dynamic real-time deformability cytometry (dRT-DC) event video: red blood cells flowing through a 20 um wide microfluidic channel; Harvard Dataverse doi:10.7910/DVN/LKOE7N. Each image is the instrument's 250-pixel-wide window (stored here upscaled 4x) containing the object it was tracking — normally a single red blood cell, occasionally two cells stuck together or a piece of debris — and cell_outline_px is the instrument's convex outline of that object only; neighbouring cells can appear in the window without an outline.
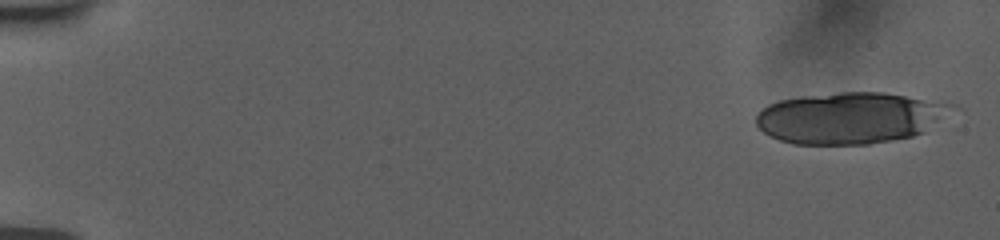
{"species": "human", "species_latin": "Homo sapiens", "temperature_condition": "room temperature", "stored_images_in_passage": 24, "camera_frame_rate_fps": 3000, "um_per_image_px": 0.085, "donor": {"sex": "female"}, "frame": {"image": 1, "passage_image": 1, "time_ms": 0.0, "image_size_px": [1000, 240], "cell_outline_px": [[964, 112], [924, 132], [912, 136], [892, 140], [868, 144], [792, 144], [780, 140], [764, 132], [756, 124], [756, 112], [768, 104], [780, 100], [804, 96], [840, 92], [884, 92], [956, 104]], "centroid_in_image_um": [72.43, 10.01], "position_along_channel_um": 12.6, "area_um2": 59.82}}
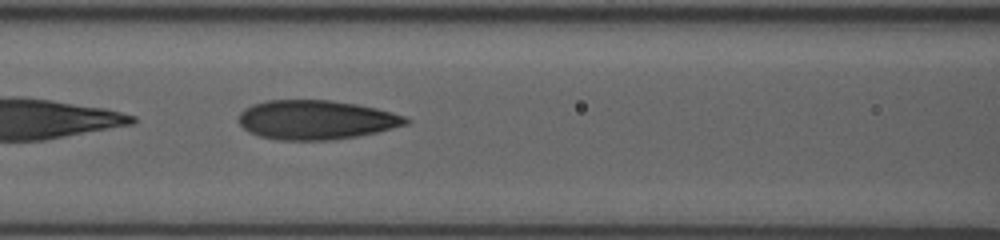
{"frame": {"image": 2, "passage_image": 21, "time_ms": 8.0, "image_size_px": [1000, 240], "cell_outline_px": [[412, 120], [408, 124], [376, 132], [356, 136], [328, 140], [280, 140], [260, 136], [248, 132], [236, 120], [240, 112], [244, 108], [252, 104], [268, 100], [332, 100], [356, 104], [376, 108], [392, 112], [404, 116]], "centroid_in_image_um": [26.83, 10.18], "position_along_channel_um": 139.8, "area_um2": 38.32}}